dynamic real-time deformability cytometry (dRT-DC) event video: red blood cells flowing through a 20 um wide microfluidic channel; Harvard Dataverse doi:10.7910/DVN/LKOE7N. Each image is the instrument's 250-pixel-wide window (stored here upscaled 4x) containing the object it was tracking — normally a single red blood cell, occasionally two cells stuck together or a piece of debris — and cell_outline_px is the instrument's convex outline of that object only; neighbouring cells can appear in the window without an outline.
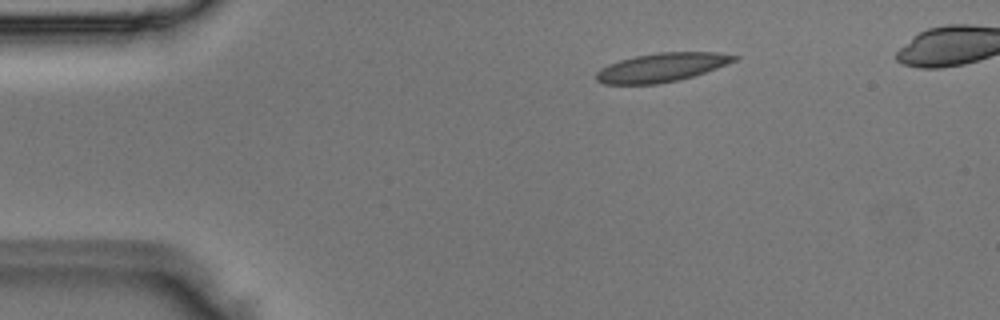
{"species": "Egyptian fruit bat (a non-hibernating species)", "species_latin": "Rousettus aegyptiacus", "temperature_condition": "room temperature", "stored_images_in_passage": 4, "camera_frame_rate_fps": 3000, "um_per_image_px": 0.085, "animal": {"sex": "male"}, "frame": {"image": 1, "passage_image": 4, "time_ms": 1.0, "image_size_px": [1000, 320], "cell_outline_px": [[740, 56], [736, 60], [728, 64], [680, 80], [660, 84], [604, 84], [596, 80], [596, 72], [600, 68], [608, 64], [620, 60], [636, 56], [660, 52], [716, 52]], "centroid_in_image_um": [56.23, 5.73], "position_along_channel_um": 28.8, "area_um2": 23.12}}